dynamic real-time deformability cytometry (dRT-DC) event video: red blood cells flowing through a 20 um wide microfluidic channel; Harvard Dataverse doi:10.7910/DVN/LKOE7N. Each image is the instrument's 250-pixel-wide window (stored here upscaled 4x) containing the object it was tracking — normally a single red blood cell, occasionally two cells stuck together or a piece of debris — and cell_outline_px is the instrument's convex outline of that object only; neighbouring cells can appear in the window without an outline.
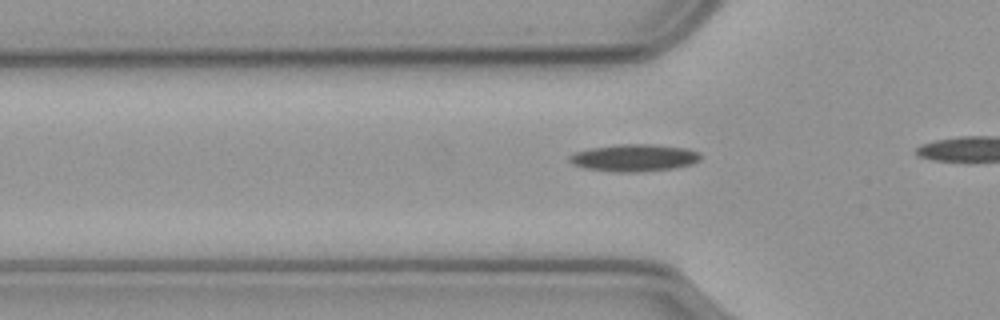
{"species": "common noctule bat (a hibernating species)", "species_latin": "Nyctalus noctula", "temperature_condition": "cold", "stored_images_in_passage": 11, "camera_frame_rate_fps": 3000, "um_per_image_px": 0.085, "animal": {"sex": "male", "body_mass_g": 23.1, "forearm_length_mm": 52.7}, "frame": {"image": 1, "passage_image": 5, "time_ms": 1.333, "image_size_px": [1000, 320], "cell_outline_px": [[700, 160], [692, 164], [672, 168], [636, 172], [616, 172], [588, 168], [572, 164], [568, 160], [568, 156], [576, 152], [592, 148], [620, 144], [652, 144], [688, 148], [700, 152]], "centroid_in_image_um": [53.93, 13.4], "position_along_channel_um": 71.9, "area_um2": 20.63}}
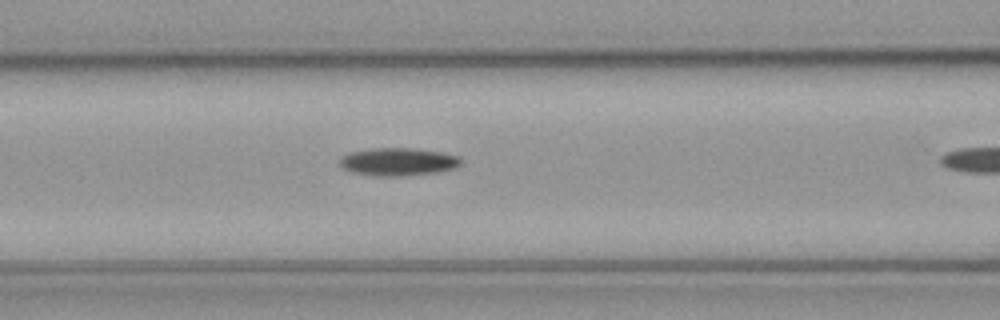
{"frame": {"image": 2, "passage_image": 10, "time_ms": 3.0, "image_size_px": [1000, 320], "cell_outline_px": [[460, 164], [456, 168], [436, 172], [396, 176], [376, 176], [352, 172], [344, 168], [340, 164], [340, 156], [348, 152], [372, 148], [412, 148], [444, 152], [460, 156]], "centroid_in_image_um": [33.83, 13.73], "position_along_channel_um": 132.8, "area_um2": 19.71}}